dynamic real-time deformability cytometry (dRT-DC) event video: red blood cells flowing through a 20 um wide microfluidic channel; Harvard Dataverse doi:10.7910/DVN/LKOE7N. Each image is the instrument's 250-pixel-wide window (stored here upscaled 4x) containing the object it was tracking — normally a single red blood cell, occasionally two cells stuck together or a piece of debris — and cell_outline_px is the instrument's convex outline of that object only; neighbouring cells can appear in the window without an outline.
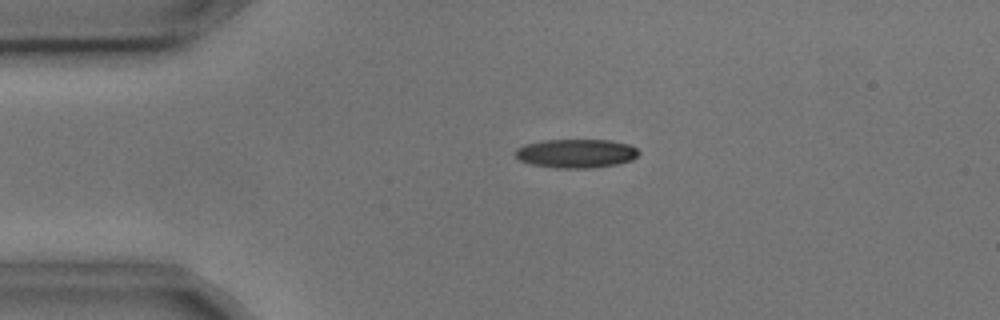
{"species": "common noctule bat (a hibernating species)", "species_latin": "Nyctalus noctula", "temperature_condition": "cold", "stored_images_in_passage": 3, "camera_frame_rate_fps": 3000, "um_per_image_px": 0.085, "animal": {"sex": "male", "body_mass_g": 17.9, "forearm_length_mm": 54.2}, "frame": {"image": 1, "passage_image": 2, "time_ms": 0.333, "image_size_px": [1000, 320], "cell_outline_px": [[640, 152], [632, 160], [616, 164], [592, 168], [556, 168], [528, 164], [520, 160], [512, 152], [516, 148], [524, 144], [544, 140], [612, 140], [628, 144], [636, 148]], "centroid_in_image_um": [48.92, 13.04], "position_along_channel_um": 36.1, "area_um2": 20.92}}